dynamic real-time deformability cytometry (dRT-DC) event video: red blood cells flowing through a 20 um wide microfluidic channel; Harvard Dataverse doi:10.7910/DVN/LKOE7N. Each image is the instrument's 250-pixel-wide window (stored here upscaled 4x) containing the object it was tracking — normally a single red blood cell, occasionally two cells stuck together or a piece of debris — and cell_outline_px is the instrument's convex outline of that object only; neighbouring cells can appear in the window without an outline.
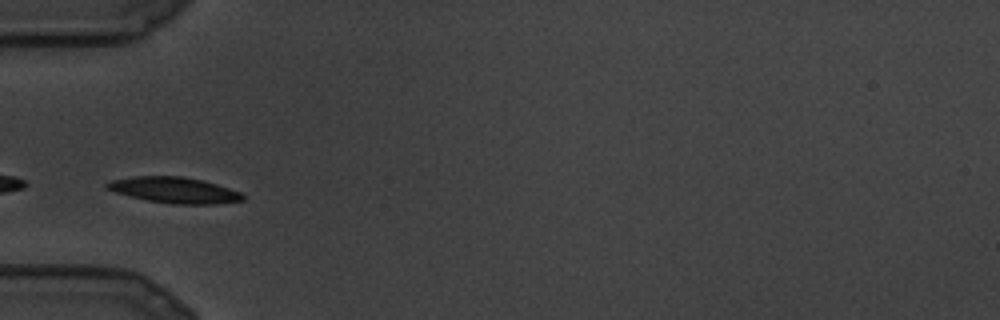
{"species": "common noctule bat (a hibernating species)", "species_latin": "Nyctalus noctula", "temperature_condition": "cold", "stored_images_in_passage": 19, "camera_frame_rate_fps": 3000, "um_per_image_px": 0.085, "animal": {"sex": "male", "body_mass_g": 19.5, "forearm_length_mm": 54.6}, "frame": {"image": 1, "passage_image": 1, "time_ms": 0.0, "image_size_px": [1000, 320], "cell_outline_px": [[244, 200], [216, 204], [172, 204], [148, 200], [116, 192], [108, 188], [104, 184], [112, 180], [132, 176], [180, 176], [204, 180], [244, 192]], "centroid_in_image_um": [14.9, 16.15], "position_along_channel_um": 70.1, "area_um2": 20.52}}
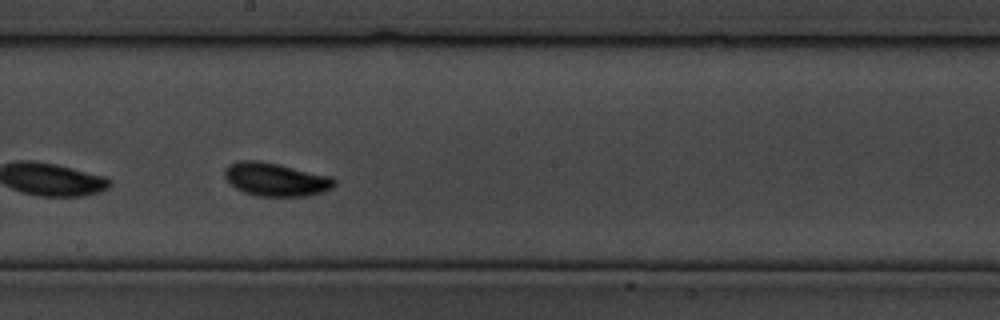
{"frame": {"image": 2, "passage_image": 7, "time_ms": 2.0, "image_size_px": [1000, 320], "cell_outline_px": [[336, 184], [332, 188], [308, 196], [256, 196], [244, 192], [236, 188], [224, 176], [224, 168], [228, 164], [240, 160], [260, 160], [280, 164], [332, 176], [336, 180]], "centroid_in_image_um": [23.44, 15.23], "position_along_channel_um": 224.8, "area_um2": 21.5}}
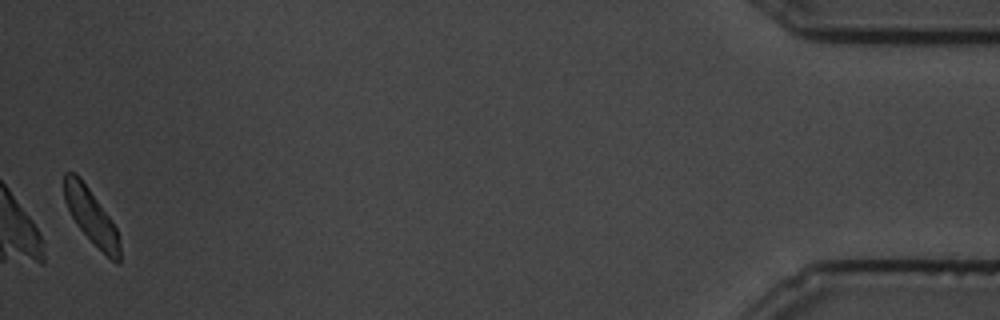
{"frame": {"image": 3, "passage_image": 19, "time_ms": 6.0, "image_size_px": [1000, 320], "cell_outline_px": [[120, 264], [116, 264], [76, 224], [64, 200], [64, 172], [76, 172], [80, 176], [108, 216], [116, 228], [120, 240]], "centroid_in_image_um": [7.74, 18.36], "position_along_channel_um": 427.5, "area_um2": 17.34}}